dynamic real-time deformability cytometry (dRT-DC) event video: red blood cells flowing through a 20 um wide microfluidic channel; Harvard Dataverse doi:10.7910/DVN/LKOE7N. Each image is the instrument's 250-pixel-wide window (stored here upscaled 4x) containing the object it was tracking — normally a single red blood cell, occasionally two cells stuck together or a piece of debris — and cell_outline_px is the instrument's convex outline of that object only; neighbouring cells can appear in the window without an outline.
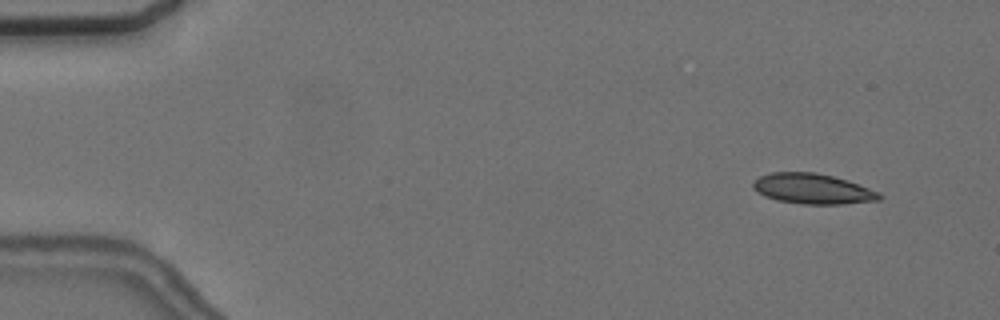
{"species": "common noctule bat (a hibernating species)", "species_latin": "Nyctalus noctula", "temperature_condition": "cold", "stored_images_in_passage": 57, "camera_frame_rate_fps": 3000, "um_per_image_px": 0.085, "animal": {"sex": "female", "body_mass_g": 24.6, "forearm_length_mm": 56.2}, "frame": {"image": 1, "passage_image": 5, "time_ms": 1.333, "image_size_px": [1000, 320], "cell_outline_px": [[884, 196], [880, 200], [840, 204], [800, 204], [776, 200], [764, 196], [756, 192], [752, 188], [752, 184], [760, 176], [772, 172], [812, 172], [832, 176], [880, 192]], "centroid_in_image_um": [69.04, 16.06], "position_along_channel_um": 16.0, "area_um2": 22.2}}
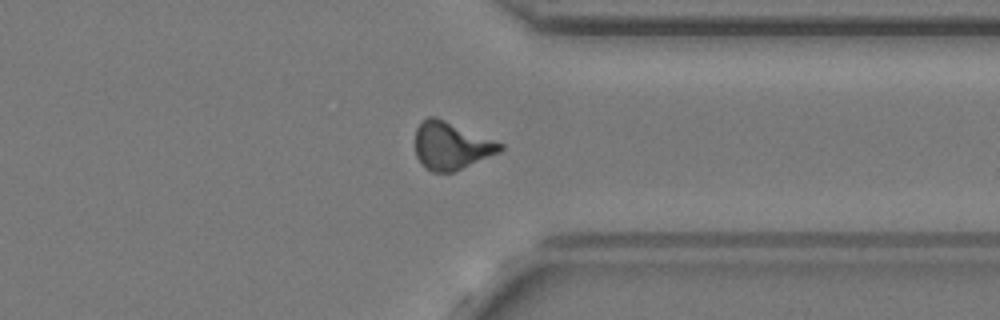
{"frame": {"image": 2, "passage_image": 44, "time_ms": 14.333, "image_size_px": [1000, 320], "cell_outline_px": [[504, 148], [500, 152], [452, 172], [432, 172], [416, 156], [416, 128], [428, 116], [436, 116], [504, 144]], "centroid_in_image_um": [38.37, 12.37], "position_along_channel_um": 373.0, "area_um2": 23.18}}
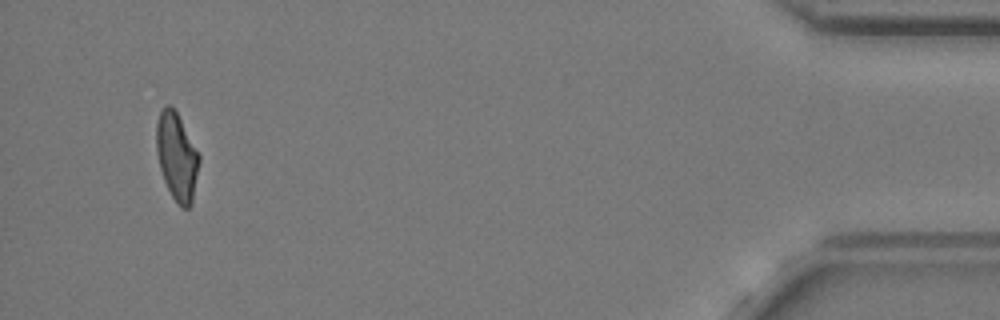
{"frame": {"image": 3, "passage_image": 54, "time_ms": 17.667, "image_size_px": [1000, 320], "cell_outline_px": [[200, 160], [192, 204], [188, 208], [180, 208], [176, 204], [164, 180], [160, 168], [156, 152], [156, 124], [160, 112], [168, 104], [176, 112], [200, 156]], "centroid_in_image_um": [15.02, 13.37], "position_along_channel_um": 420.2, "area_um2": 21.62}, "authors_computed_cell_mechanics": {"area_um2": 22.7154, "velocity_mm_per_s": 3.6228, "shape_relaxation_time_tau1_ms": null, "shape_relaxation_time_tau2_ms": 2.0152, "deformation_change_tau1": null, "deformation_change_tau2": 0.0929}}